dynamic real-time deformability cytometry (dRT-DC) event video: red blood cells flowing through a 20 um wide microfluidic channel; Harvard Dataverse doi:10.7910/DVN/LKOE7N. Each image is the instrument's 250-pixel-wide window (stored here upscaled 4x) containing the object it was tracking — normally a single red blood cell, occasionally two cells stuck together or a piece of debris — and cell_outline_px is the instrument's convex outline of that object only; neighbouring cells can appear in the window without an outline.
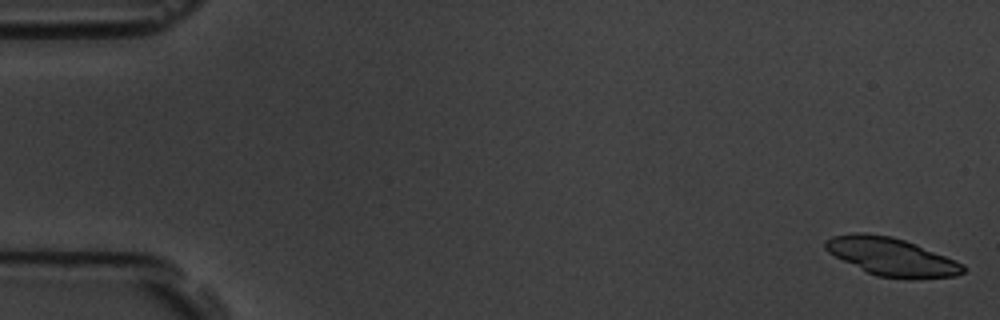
{"species": "common noctule bat (a hibernating species)", "species_latin": "Nyctalus noctula", "temperature_condition": "room temperature", "stored_images_in_passage": 58, "camera_frame_rate_fps": 3000, "um_per_image_px": 0.085, "animal": {"sex": "male", "body_mass_g": 19.5, "forearm_length_mm": 54.6}, "frame": {"image": 1, "passage_image": 1, "time_ms": 0.0, "image_size_px": [1000, 320], "cell_outline_px": [[968, 268], [964, 272], [956, 276], [912, 280], [876, 276], [828, 252], [824, 248], [824, 240], [832, 236], [852, 232], [864, 232], [892, 236], [916, 244], [956, 260], [964, 264]], "centroid_in_image_um": [75.82, 21.82], "position_along_channel_um": 9.2, "area_um2": 30.81}}
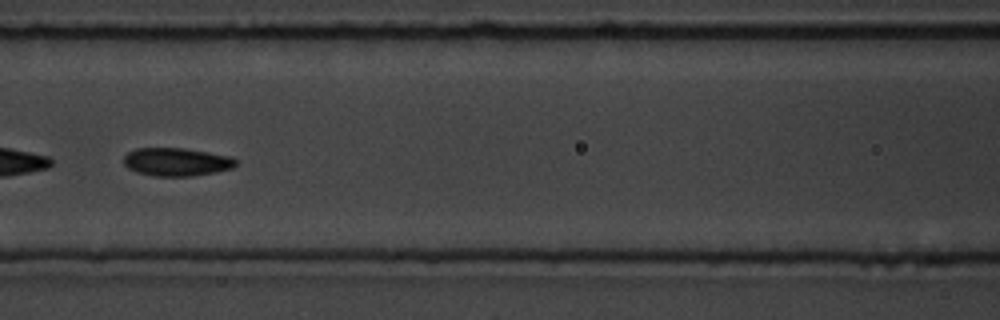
{"frame": {"image": 2, "passage_image": 26, "time_ms": 8.333, "image_size_px": [1000, 320], "cell_outline_px": [[236, 164], [232, 168], [216, 172], [192, 176], [152, 176], [136, 172], [128, 168], [124, 164], [124, 156], [128, 152], [136, 148], [184, 148], [208, 152], [228, 156], [236, 160]], "centroid_in_image_um": [14.97, 13.76], "position_along_channel_um": 151.6, "area_um2": 18.38}}
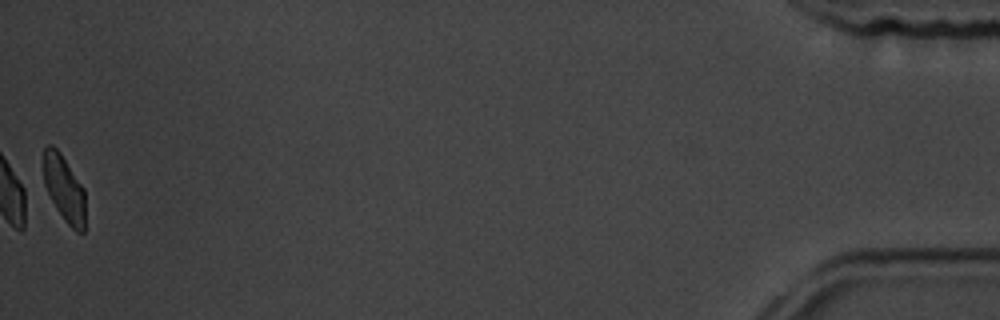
{"frame": {"image": 3, "passage_image": 58, "time_ms": 19.0, "image_size_px": [1000, 320], "cell_outline_px": [[84, 232], [76, 232], [64, 220], [56, 208], [44, 184], [44, 148], [48, 144], [52, 144], [60, 152], [84, 188]], "centroid_in_image_um": [5.45, 16.01], "position_along_channel_um": 429.7, "area_um2": 15.95}, "authors_computed_cell_mechanics": {"area_um2": 18.5249, "velocity_mm_per_s": 3.518, "shape_relaxation_time_tau1_ms": 3.2195, "shape_relaxation_time_tau2_ms": 1.567, "deformation_change_tau1": 0.1173, "deformation_change_tau2": 0.0504}}